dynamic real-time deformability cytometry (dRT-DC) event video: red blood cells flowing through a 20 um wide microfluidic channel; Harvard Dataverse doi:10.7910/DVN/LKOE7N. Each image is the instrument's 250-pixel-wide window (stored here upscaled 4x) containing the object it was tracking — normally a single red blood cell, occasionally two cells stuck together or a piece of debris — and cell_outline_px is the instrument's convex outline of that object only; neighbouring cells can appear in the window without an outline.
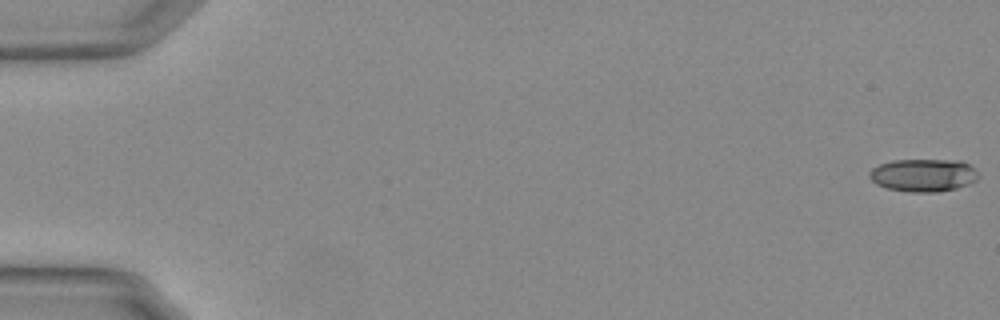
{"species": "Egyptian fruit bat (a non-hibernating species)", "species_latin": "Rousettus aegyptiacus", "temperature_condition": "warm", "stored_images_in_passage": 6, "camera_frame_rate_fps": 3000, "um_per_image_px": 0.085, "animal": {"sex": "female"}, "frame": {"image": 1, "passage_image": 1, "time_ms": 0.0, "image_size_px": [1000, 320], "cell_outline_px": [[980, 176], [976, 180], [968, 184], [956, 188], [936, 192], [912, 192], [888, 188], [876, 184], [868, 176], [868, 172], [872, 168], [880, 164], [892, 160], [960, 160], [968, 164]], "centroid_in_image_um": [78.46, 14.88], "position_along_channel_um": 6.5, "area_um2": 20.75}}